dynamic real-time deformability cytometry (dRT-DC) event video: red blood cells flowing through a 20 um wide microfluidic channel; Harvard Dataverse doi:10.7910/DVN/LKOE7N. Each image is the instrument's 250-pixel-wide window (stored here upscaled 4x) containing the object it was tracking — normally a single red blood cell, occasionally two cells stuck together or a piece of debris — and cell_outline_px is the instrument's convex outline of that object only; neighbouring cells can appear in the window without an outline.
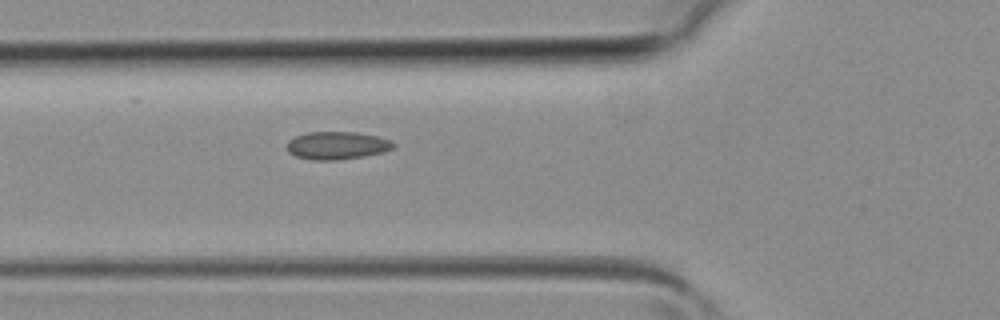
{"species": "common noctule bat (a hibernating species)", "species_latin": "Nyctalus noctula", "temperature_condition": "room temperature", "stored_images_in_passage": 3, "camera_frame_rate_fps": 3000, "um_per_image_px": 0.085, "animal": {"sex": "female", "body_mass_g": 19.3, "forearm_length_mm": 54.1}, "frame": {"image": 1, "passage_image": 3, "time_ms": 0.667, "image_size_px": [1000, 320], "cell_outline_px": [[396, 144], [392, 148], [380, 152], [364, 156], [336, 160], [312, 160], [296, 156], [288, 152], [288, 140], [296, 136], [308, 132], [356, 132], [376, 136], [392, 140]], "centroid_in_image_um": [28.64, 12.36], "position_along_channel_um": 97.2, "area_um2": 17.11}}